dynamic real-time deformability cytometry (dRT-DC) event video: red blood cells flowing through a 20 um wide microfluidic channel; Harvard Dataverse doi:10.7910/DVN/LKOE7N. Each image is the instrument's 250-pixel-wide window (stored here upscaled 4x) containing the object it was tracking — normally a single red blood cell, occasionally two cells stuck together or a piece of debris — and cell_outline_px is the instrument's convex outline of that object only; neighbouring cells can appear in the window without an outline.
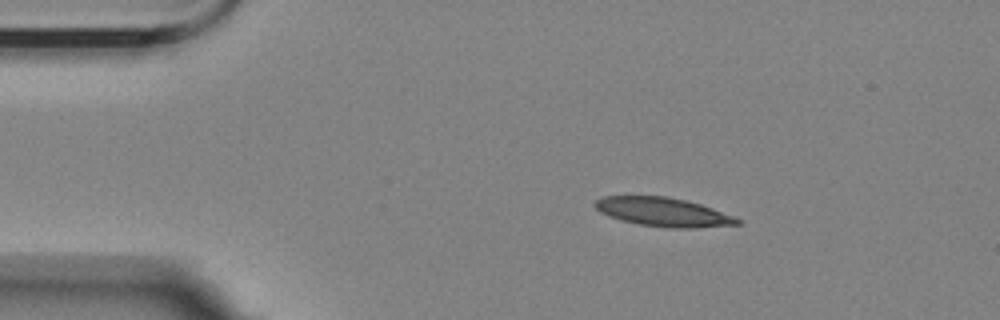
{"species": "Egyptian fruit bat (a non-hibernating species)", "species_latin": "Rousettus aegyptiacus", "temperature_condition": "room temperature", "stored_images_in_passage": 47, "camera_frame_rate_fps": 3000, "um_per_image_px": 0.085, "animal": {"sex": "female"}, "frame": {"image": 1, "passage_image": 1, "time_ms": 0.0, "image_size_px": [1000, 320], "cell_outline_px": [[744, 220], [740, 224], [696, 228], [668, 228], [640, 224], [620, 220], [608, 216], [600, 212], [592, 204], [596, 200], [604, 196], [668, 196], [700, 204], [736, 216]], "centroid_in_image_um": [56.4, 18.03], "position_along_channel_um": 28.6, "area_um2": 24.1}}
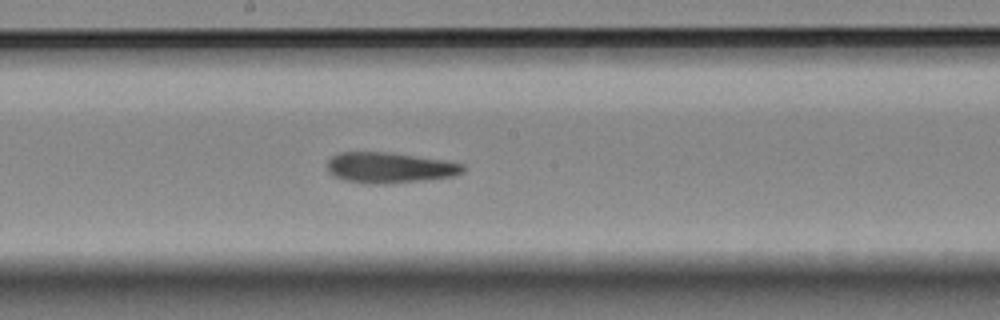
{"frame": {"image": 2, "passage_image": 21, "time_ms": 6.667, "image_size_px": [1000, 320], "cell_outline_px": [[464, 172], [452, 176], [424, 180], [384, 184], [364, 184], [344, 180], [332, 176], [328, 172], [328, 160], [336, 152], [384, 152], [440, 160], [464, 164]], "centroid_in_image_um": [33.04, 14.27], "position_along_channel_um": 215.2, "area_um2": 24.1}}
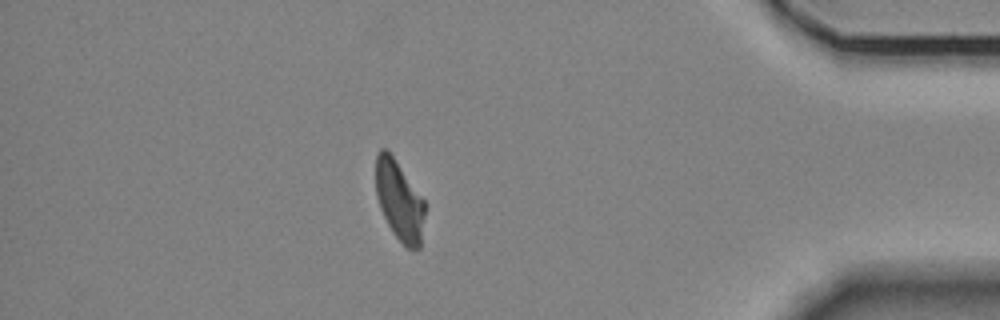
{"frame": {"image": 3, "passage_image": 40, "time_ms": 13.0, "image_size_px": [1000, 320], "cell_outline_px": [[424, 216], [420, 248], [408, 248], [392, 232], [380, 208], [376, 196], [376, 156], [380, 148], [384, 148], [392, 156], [424, 200]], "centroid_in_image_um": [33.92, 17.06], "position_along_channel_um": 401.3, "area_um2": 22.25}, "authors_computed_cell_mechanics": {"area_um2": 24.2182, "velocity_mm_per_s": 3.5681, "shape_relaxation_time_tau1_ms": 10.8786, "shape_relaxation_time_tau2_ms": 5.5546, "deformation_change_tau1": 0.269, "deformation_change_tau2": 0.1556}}